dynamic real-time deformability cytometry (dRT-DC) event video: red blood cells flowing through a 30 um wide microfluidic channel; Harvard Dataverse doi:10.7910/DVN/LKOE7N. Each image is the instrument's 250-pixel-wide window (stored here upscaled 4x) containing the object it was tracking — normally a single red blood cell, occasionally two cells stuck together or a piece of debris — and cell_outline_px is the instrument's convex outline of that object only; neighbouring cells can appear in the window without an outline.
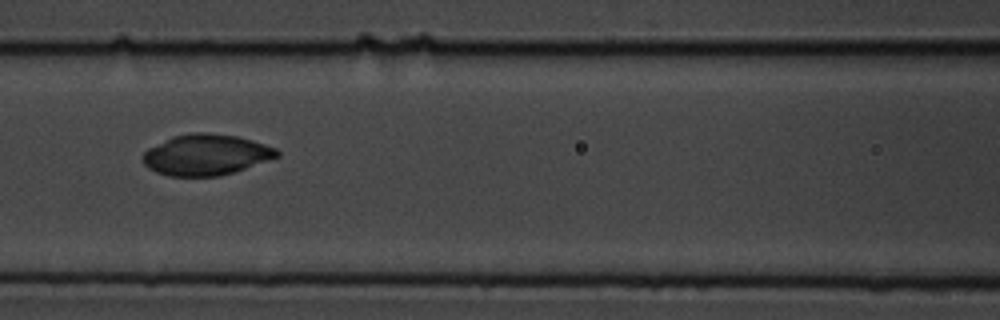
{"species": "common noctule bat (a hibernating species)", "species_latin": "Nyctalus noctula", "temperature_condition": "cold", "stored_images_in_passage": 17, "camera_frame_rate_fps": 3000, "um_per_image_px": 0.085, "animal": {"sex": "male", "body_mass_g": 19.5, "forearm_length_mm": 54.6}, "frame": {"image": 1, "passage_image": 8, "time_ms": 8.0, "image_size_px": [1000, 320], "cell_outline_px": [[280, 156], [220, 176], [168, 176], [156, 172], [148, 168], [144, 164], [144, 152], [148, 148], [172, 136], [192, 132], [204, 132], [236, 136], [252, 140], [276, 148], [280, 152]], "centroid_in_image_um": [17.5, 13.15], "position_along_channel_um": 149.1, "area_um2": 31.79}}
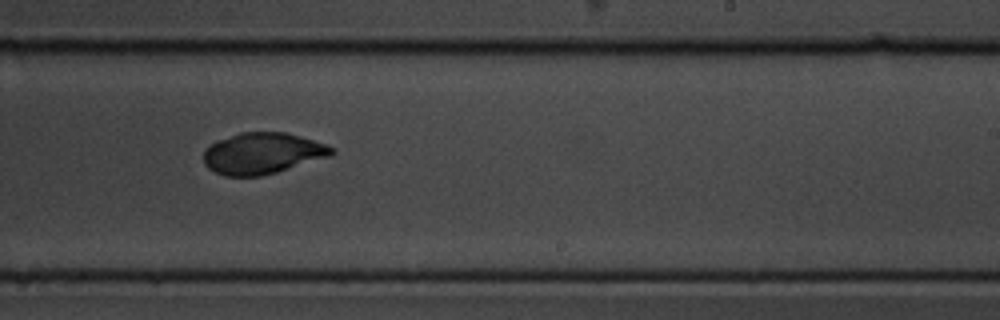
{"frame": {"image": 2, "passage_image": 11, "time_ms": 11.333, "image_size_px": [1000, 320], "cell_outline_px": [[336, 152], [328, 156], [276, 172], [260, 176], [224, 176], [208, 168], [204, 164], [204, 152], [216, 140], [240, 132], [284, 132], [300, 136], [328, 144], [336, 148]], "centroid_in_image_um": [22.31, 13.02], "position_along_channel_um": 266.7, "area_um2": 30.63}}
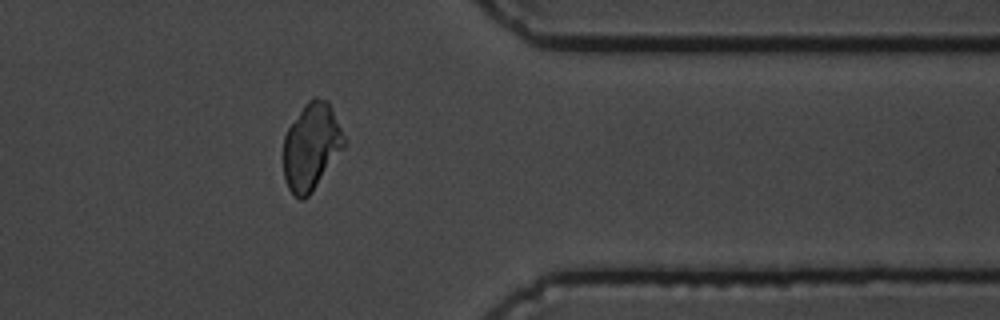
{"frame": {"image": 3, "passage_image": 14, "time_ms": 15.0, "image_size_px": [1000, 320], "cell_outline_px": [[344, 148], [312, 192], [304, 200], [300, 200], [288, 188], [284, 180], [284, 136], [288, 128], [304, 104], [308, 100], [316, 96], [328, 100], [332, 108], [344, 136]], "centroid_in_image_um": [26.46, 12.45], "position_along_channel_um": 384.9, "area_um2": 30.63}}